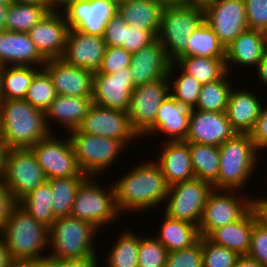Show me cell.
<instances>
[{"instance_id":"cell-5","label":"cell","mask_w":267,"mask_h":267,"mask_svg":"<svg viewBox=\"0 0 267 267\" xmlns=\"http://www.w3.org/2000/svg\"><path fill=\"white\" fill-rule=\"evenodd\" d=\"M49 260L80 259L96 255L98 229L90 222L72 216L59 217L49 227ZM95 237V238H94Z\"/></svg>"},{"instance_id":"cell-58","label":"cell","mask_w":267,"mask_h":267,"mask_svg":"<svg viewBox=\"0 0 267 267\" xmlns=\"http://www.w3.org/2000/svg\"><path fill=\"white\" fill-rule=\"evenodd\" d=\"M235 267H265L248 255L240 256Z\"/></svg>"},{"instance_id":"cell-3","label":"cell","mask_w":267,"mask_h":267,"mask_svg":"<svg viewBox=\"0 0 267 267\" xmlns=\"http://www.w3.org/2000/svg\"><path fill=\"white\" fill-rule=\"evenodd\" d=\"M220 150V169L214 189L241 190L247 185L253 170L258 165L259 150L249 133H236L225 141ZM258 157V158H257Z\"/></svg>"},{"instance_id":"cell-24","label":"cell","mask_w":267,"mask_h":267,"mask_svg":"<svg viewBox=\"0 0 267 267\" xmlns=\"http://www.w3.org/2000/svg\"><path fill=\"white\" fill-rule=\"evenodd\" d=\"M46 59L26 32L0 31V65L42 68ZM40 66V67H39Z\"/></svg>"},{"instance_id":"cell-43","label":"cell","mask_w":267,"mask_h":267,"mask_svg":"<svg viewBox=\"0 0 267 267\" xmlns=\"http://www.w3.org/2000/svg\"><path fill=\"white\" fill-rule=\"evenodd\" d=\"M202 248V267H235L240 255L225 246L213 243L200 236Z\"/></svg>"},{"instance_id":"cell-1","label":"cell","mask_w":267,"mask_h":267,"mask_svg":"<svg viewBox=\"0 0 267 267\" xmlns=\"http://www.w3.org/2000/svg\"><path fill=\"white\" fill-rule=\"evenodd\" d=\"M148 161L135 165L129 173L114 181L116 207L120 214L147 211L165 202L169 186L161 167Z\"/></svg>"},{"instance_id":"cell-17","label":"cell","mask_w":267,"mask_h":267,"mask_svg":"<svg viewBox=\"0 0 267 267\" xmlns=\"http://www.w3.org/2000/svg\"><path fill=\"white\" fill-rule=\"evenodd\" d=\"M68 31L69 26L62 11L51 9L27 33L39 53L48 60L62 58Z\"/></svg>"},{"instance_id":"cell-61","label":"cell","mask_w":267,"mask_h":267,"mask_svg":"<svg viewBox=\"0 0 267 267\" xmlns=\"http://www.w3.org/2000/svg\"><path fill=\"white\" fill-rule=\"evenodd\" d=\"M160 3L163 7H168L172 5H180L185 3L184 0H155Z\"/></svg>"},{"instance_id":"cell-25","label":"cell","mask_w":267,"mask_h":267,"mask_svg":"<svg viewBox=\"0 0 267 267\" xmlns=\"http://www.w3.org/2000/svg\"><path fill=\"white\" fill-rule=\"evenodd\" d=\"M266 48L267 33L247 28L226 48L227 71L230 73L231 67L236 64L243 68L250 65L254 68L258 67Z\"/></svg>"},{"instance_id":"cell-29","label":"cell","mask_w":267,"mask_h":267,"mask_svg":"<svg viewBox=\"0 0 267 267\" xmlns=\"http://www.w3.org/2000/svg\"><path fill=\"white\" fill-rule=\"evenodd\" d=\"M256 219L250 209L241 219L213 230L207 238L215 244L247 255L250 249L251 233Z\"/></svg>"},{"instance_id":"cell-59","label":"cell","mask_w":267,"mask_h":267,"mask_svg":"<svg viewBox=\"0 0 267 267\" xmlns=\"http://www.w3.org/2000/svg\"><path fill=\"white\" fill-rule=\"evenodd\" d=\"M9 148L6 144V141L4 140L3 136L0 134V176L3 174L5 161H6V155Z\"/></svg>"},{"instance_id":"cell-8","label":"cell","mask_w":267,"mask_h":267,"mask_svg":"<svg viewBox=\"0 0 267 267\" xmlns=\"http://www.w3.org/2000/svg\"><path fill=\"white\" fill-rule=\"evenodd\" d=\"M75 152L76 161L82 173L98 177L105 169L112 167L126 146L119 140L93 136L77 129L68 132ZM119 156V157H117ZM111 165V166H110Z\"/></svg>"},{"instance_id":"cell-63","label":"cell","mask_w":267,"mask_h":267,"mask_svg":"<svg viewBox=\"0 0 267 267\" xmlns=\"http://www.w3.org/2000/svg\"><path fill=\"white\" fill-rule=\"evenodd\" d=\"M185 3L189 5H196V6H202L204 7L205 5L215 1V0H184Z\"/></svg>"},{"instance_id":"cell-21","label":"cell","mask_w":267,"mask_h":267,"mask_svg":"<svg viewBox=\"0 0 267 267\" xmlns=\"http://www.w3.org/2000/svg\"><path fill=\"white\" fill-rule=\"evenodd\" d=\"M103 36L82 33L69 28L62 59L69 65L98 71L106 50Z\"/></svg>"},{"instance_id":"cell-62","label":"cell","mask_w":267,"mask_h":267,"mask_svg":"<svg viewBox=\"0 0 267 267\" xmlns=\"http://www.w3.org/2000/svg\"><path fill=\"white\" fill-rule=\"evenodd\" d=\"M68 1L70 0H48L49 6L52 9H60L62 8ZM59 7V8H58Z\"/></svg>"},{"instance_id":"cell-13","label":"cell","mask_w":267,"mask_h":267,"mask_svg":"<svg viewBox=\"0 0 267 267\" xmlns=\"http://www.w3.org/2000/svg\"><path fill=\"white\" fill-rule=\"evenodd\" d=\"M79 132L121 141L128 147L129 141L140 138L132 128L127 111L92 104L81 124Z\"/></svg>"},{"instance_id":"cell-20","label":"cell","mask_w":267,"mask_h":267,"mask_svg":"<svg viewBox=\"0 0 267 267\" xmlns=\"http://www.w3.org/2000/svg\"><path fill=\"white\" fill-rule=\"evenodd\" d=\"M236 133L225 112L201 111L192 108L185 141L219 147Z\"/></svg>"},{"instance_id":"cell-50","label":"cell","mask_w":267,"mask_h":267,"mask_svg":"<svg viewBox=\"0 0 267 267\" xmlns=\"http://www.w3.org/2000/svg\"><path fill=\"white\" fill-rule=\"evenodd\" d=\"M126 24V21L118 12H116L113 17L108 21L103 35L107 47H124Z\"/></svg>"},{"instance_id":"cell-7","label":"cell","mask_w":267,"mask_h":267,"mask_svg":"<svg viewBox=\"0 0 267 267\" xmlns=\"http://www.w3.org/2000/svg\"><path fill=\"white\" fill-rule=\"evenodd\" d=\"M94 180L96 177L88 176L81 183L70 216L90 222L100 231L106 224L115 222L120 213L116 207L114 185L105 189Z\"/></svg>"},{"instance_id":"cell-14","label":"cell","mask_w":267,"mask_h":267,"mask_svg":"<svg viewBox=\"0 0 267 267\" xmlns=\"http://www.w3.org/2000/svg\"><path fill=\"white\" fill-rule=\"evenodd\" d=\"M60 10L69 28L103 36L106 24L117 12V3L111 0H70Z\"/></svg>"},{"instance_id":"cell-10","label":"cell","mask_w":267,"mask_h":267,"mask_svg":"<svg viewBox=\"0 0 267 267\" xmlns=\"http://www.w3.org/2000/svg\"><path fill=\"white\" fill-rule=\"evenodd\" d=\"M1 177L17 202L47 181L30 148L9 149Z\"/></svg>"},{"instance_id":"cell-55","label":"cell","mask_w":267,"mask_h":267,"mask_svg":"<svg viewBox=\"0 0 267 267\" xmlns=\"http://www.w3.org/2000/svg\"><path fill=\"white\" fill-rule=\"evenodd\" d=\"M13 262L6 242L0 235V267H12Z\"/></svg>"},{"instance_id":"cell-44","label":"cell","mask_w":267,"mask_h":267,"mask_svg":"<svg viewBox=\"0 0 267 267\" xmlns=\"http://www.w3.org/2000/svg\"><path fill=\"white\" fill-rule=\"evenodd\" d=\"M151 237L140 238L138 267H165L169 252L160 241Z\"/></svg>"},{"instance_id":"cell-46","label":"cell","mask_w":267,"mask_h":267,"mask_svg":"<svg viewBox=\"0 0 267 267\" xmlns=\"http://www.w3.org/2000/svg\"><path fill=\"white\" fill-rule=\"evenodd\" d=\"M165 267H202L201 241L191 247L169 252Z\"/></svg>"},{"instance_id":"cell-2","label":"cell","mask_w":267,"mask_h":267,"mask_svg":"<svg viewBox=\"0 0 267 267\" xmlns=\"http://www.w3.org/2000/svg\"><path fill=\"white\" fill-rule=\"evenodd\" d=\"M51 133L45 112L25 99L0 101V134L9 149L31 148Z\"/></svg>"},{"instance_id":"cell-54","label":"cell","mask_w":267,"mask_h":267,"mask_svg":"<svg viewBox=\"0 0 267 267\" xmlns=\"http://www.w3.org/2000/svg\"><path fill=\"white\" fill-rule=\"evenodd\" d=\"M251 210L254 213L256 222L267 228V197L251 198Z\"/></svg>"},{"instance_id":"cell-45","label":"cell","mask_w":267,"mask_h":267,"mask_svg":"<svg viewBox=\"0 0 267 267\" xmlns=\"http://www.w3.org/2000/svg\"><path fill=\"white\" fill-rule=\"evenodd\" d=\"M131 59L132 53L122 46L106 47L101 66L95 73L113 74L123 68L130 67Z\"/></svg>"},{"instance_id":"cell-15","label":"cell","mask_w":267,"mask_h":267,"mask_svg":"<svg viewBox=\"0 0 267 267\" xmlns=\"http://www.w3.org/2000/svg\"><path fill=\"white\" fill-rule=\"evenodd\" d=\"M168 78L138 85L127 111L132 128L141 136L154 122L162 102L170 95Z\"/></svg>"},{"instance_id":"cell-57","label":"cell","mask_w":267,"mask_h":267,"mask_svg":"<svg viewBox=\"0 0 267 267\" xmlns=\"http://www.w3.org/2000/svg\"><path fill=\"white\" fill-rule=\"evenodd\" d=\"M257 81L259 78V81L265 86H267V48L264 51L263 57L261 61L259 62V65L257 68Z\"/></svg>"},{"instance_id":"cell-16","label":"cell","mask_w":267,"mask_h":267,"mask_svg":"<svg viewBox=\"0 0 267 267\" xmlns=\"http://www.w3.org/2000/svg\"><path fill=\"white\" fill-rule=\"evenodd\" d=\"M203 9L204 21L225 48L248 28L244 0H215Z\"/></svg>"},{"instance_id":"cell-28","label":"cell","mask_w":267,"mask_h":267,"mask_svg":"<svg viewBox=\"0 0 267 267\" xmlns=\"http://www.w3.org/2000/svg\"><path fill=\"white\" fill-rule=\"evenodd\" d=\"M93 104L92 97H75L67 95H57L49 108L45 111L46 124L49 125L51 120L62 123L67 132L77 129L86 116L89 108ZM54 118V119H53ZM50 119V120H49Z\"/></svg>"},{"instance_id":"cell-30","label":"cell","mask_w":267,"mask_h":267,"mask_svg":"<svg viewBox=\"0 0 267 267\" xmlns=\"http://www.w3.org/2000/svg\"><path fill=\"white\" fill-rule=\"evenodd\" d=\"M163 6L155 0H121L117 12L131 27L159 31Z\"/></svg>"},{"instance_id":"cell-4","label":"cell","mask_w":267,"mask_h":267,"mask_svg":"<svg viewBox=\"0 0 267 267\" xmlns=\"http://www.w3.org/2000/svg\"><path fill=\"white\" fill-rule=\"evenodd\" d=\"M49 228L36 221L24 208L17 204L0 235L5 240L12 259L40 260L48 256L41 255L49 247Z\"/></svg>"},{"instance_id":"cell-65","label":"cell","mask_w":267,"mask_h":267,"mask_svg":"<svg viewBox=\"0 0 267 267\" xmlns=\"http://www.w3.org/2000/svg\"><path fill=\"white\" fill-rule=\"evenodd\" d=\"M2 70H3V66L0 65V101H1Z\"/></svg>"},{"instance_id":"cell-47","label":"cell","mask_w":267,"mask_h":267,"mask_svg":"<svg viewBox=\"0 0 267 267\" xmlns=\"http://www.w3.org/2000/svg\"><path fill=\"white\" fill-rule=\"evenodd\" d=\"M159 31H147L137 27L125 25L124 48L131 52H137L147 47L157 39Z\"/></svg>"},{"instance_id":"cell-67","label":"cell","mask_w":267,"mask_h":267,"mask_svg":"<svg viewBox=\"0 0 267 267\" xmlns=\"http://www.w3.org/2000/svg\"><path fill=\"white\" fill-rule=\"evenodd\" d=\"M111 1L116 2L118 4L121 0H111Z\"/></svg>"},{"instance_id":"cell-18","label":"cell","mask_w":267,"mask_h":267,"mask_svg":"<svg viewBox=\"0 0 267 267\" xmlns=\"http://www.w3.org/2000/svg\"><path fill=\"white\" fill-rule=\"evenodd\" d=\"M42 68L48 73L57 95L93 97V71L67 64L62 58L48 59Z\"/></svg>"},{"instance_id":"cell-36","label":"cell","mask_w":267,"mask_h":267,"mask_svg":"<svg viewBox=\"0 0 267 267\" xmlns=\"http://www.w3.org/2000/svg\"><path fill=\"white\" fill-rule=\"evenodd\" d=\"M226 48L219 41L218 36L204 21L189 36L186 54L182 57L200 56L225 58Z\"/></svg>"},{"instance_id":"cell-19","label":"cell","mask_w":267,"mask_h":267,"mask_svg":"<svg viewBox=\"0 0 267 267\" xmlns=\"http://www.w3.org/2000/svg\"><path fill=\"white\" fill-rule=\"evenodd\" d=\"M135 86L129 67L113 74L94 73L93 103L128 111Z\"/></svg>"},{"instance_id":"cell-31","label":"cell","mask_w":267,"mask_h":267,"mask_svg":"<svg viewBox=\"0 0 267 267\" xmlns=\"http://www.w3.org/2000/svg\"><path fill=\"white\" fill-rule=\"evenodd\" d=\"M163 219L161 231L155 238L167 248L168 252L191 247L199 240L200 234L196 225L177 220L165 213Z\"/></svg>"},{"instance_id":"cell-48","label":"cell","mask_w":267,"mask_h":267,"mask_svg":"<svg viewBox=\"0 0 267 267\" xmlns=\"http://www.w3.org/2000/svg\"><path fill=\"white\" fill-rule=\"evenodd\" d=\"M249 29L267 33V0H244Z\"/></svg>"},{"instance_id":"cell-32","label":"cell","mask_w":267,"mask_h":267,"mask_svg":"<svg viewBox=\"0 0 267 267\" xmlns=\"http://www.w3.org/2000/svg\"><path fill=\"white\" fill-rule=\"evenodd\" d=\"M40 69L34 66H4L1 100L25 99L32 80Z\"/></svg>"},{"instance_id":"cell-39","label":"cell","mask_w":267,"mask_h":267,"mask_svg":"<svg viewBox=\"0 0 267 267\" xmlns=\"http://www.w3.org/2000/svg\"><path fill=\"white\" fill-rule=\"evenodd\" d=\"M140 235L124 230L114 241L109 255L105 258L107 267H138Z\"/></svg>"},{"instance_id":"cell-33","label":"cell","mask_w":267,"mask_h":267,"mask_svg":"<svg viewBox=\"0 0 267 267\" xmlns=\"http://www.w3.org/2000/svg\"><path fill=\"white\" fill-rule=\"evenodd\" d=\"M189 150L195 178L213 184L220 169L219 147L189 142Z\"/></svg>"},{"instance_id":"cell-64","label":"cell","mask_w":267,"mask_h":267,"mask_svg":"<svg viewBox=\"0 0 267 267\" xmlns=\"http://www.w3.org/2000/svg\"><path fill=\"white\" fill-rule=\"evenodd\" d=\"M15 3H38V4H49L48 0H13Z\"/></svg>"},{"instance_id":"cell-35","label":"cell","mask_w":267,"mask_h":267,"mask_svg":"<svg viewBox=\"0 0 267 267\" xmlns=\"http://www.w3.org/2000/svg\"><path fill=\"white\" fill-rule=\"evenodd\" d=\"M175 62L201 84L220 80L228 73L225 58L191 56Z\"/></svg>"},{"instance_id":"cell-51","label":"cell","mask_w":267,"mask_h":267,"mask_svg":"<svg viewBox=\"0 0 267 267\" xmlns=\"http://www.w3.org/2000/svg\"><path fill=\"white\" fill-rule=\"evenodd\" d=\"M250 136L259 151L267 150V107L264 105Z\"/></svg>"},{"instance_id":"cell-52","label":"cell","mask_w":267,"mask_h":267,"mask_svg":"<svg viewBox=\"0 0 267 267\" xmlns=\"http://www.w3.org/2000/svg\"><path fill=\"white\" fill-rule=\"evenodd\" d=\"M18 204L0 176V230L4 227L13 208Z\"/></svg>"},{"instance_id":"cell-41","label":"cell","mask_w":267,"mask_h":267,"mask_svg":"<svg viewBox=\"0 0 267 267\" xmlns=\"http://www.w3.org/2000/svg\"><path fill=\"white\" fill-rule=\"evenodd\" d=\"M230 74L231 73L228 72L220 80L202 84L198 102L193 109L201 111L225 112L230 92L233 88L230 82L231 79L228 77Z\"/></svg>"},{"instance_id":"cell-49","label":"cell","mask_w":267,"mask_h":267,"mask_svg":"<svg viewBox=\"0 0 267 267\" xmlns=\"http://www.w3.org/2000/svg\"><path fill=\"white\" fill-rule=\"evenodd\" d=\"M247 255L267 267V228L257 222L253 225L250 249Z\"/></svg>"},{"instance_id":"cell-56","label":"cell","mask_w":267,"mask_h":267,"mask_svg":"<svg viewBox=\"0 0 267 267\" xmlns=\"http://www.w3.org/2000/svg\"><path fill=\"white\" fill-rule=\"evenodd\" d=\"M12 267H51V263L48 258L40 260H15Z\"/></svg>"},{"instance_id":"cell-11","label":"cell","mask_w":267,"mask_h":267,"mask_svg":"<svg viewBox=\"0 0 267 267\" xmlns=\"http://www.w3.org/2000/svg\"><path fill=\"white\" fill-rule=\"evenodd\" d=\"M213 189L209 194L198 225L200 236L241 219L251 209V198L239 196L238 190ZM238 193V194H237Z\"/></svg>"},{"instance_id":"cell-38","label":"cell","mask_w":267,"mask_h":267,"mask_svg":"<svg viewBox=\"0 0 267 267\" xmlns=\"http://www.w3.org/2000/svg\"><path fill=\"white\" fill-rule=\"evenodd\" d=\"M87 177H66L47 180L52 190V208L56 218L70 216L76 192Z\"/></svg>"},{"instance_id":"cell-60","label":"cell","mask_w":267,"mask_h":267,"mask_svg":"<svg viewBox=\"0 0 267 267\" xmlns=\"http://www.w3.org/2000/svg\"><path fill=\"white\" fill-rule=\"evenodd\" d=\"M10 4H0V31H6V15Z\"/></svg>"},{"instance_id":"cell-66","label":"cell","mask_w":267,"mask_h":267,"mask_svg":"<svg viewBox=\"0 0 267 267\" xmlns=\"http://www.w3.org/2000/svg\"><path fill=\"white\" fill-rule=\"evenodd\" d=\"M13 0H0V4H11Z\"/></svg>"},{"instance_id":"cell-22","label":"cell","mask_w":267,"mask_h":267,"mask_svg":"<svg viewBox=\"0 0 267 267\" xmlns=\"http://www.w3.org/2000/svg\"><path fill=\"white\" fill-rule=\"evenodd\" d=\"M190 114L191 108L169 95L160 105L155 122L140 137L150 134H154L155 137L159 133L167 136V141H185Z\"/></svg>"},{"instance_id":"cell-40","label":"cell","mask_w":267,"mask_h":267,"mask_svg":"<svg viewBox=\"0 0 267 267\" xmlns=\"http://www.w3.org/2000/svg\"><path fill=\"white\" fill-rule=\"evenodd\" d=\"M176 68L180 69L181 73L177 75V78H174L172 75ZM167 78L169 82L172 80L169 83L170 95L182 105L191 109L194 108L198 102L202 84L186 73L176 62H171Z\"/></svg>"},{"instance_id":"cell-26","label":"cell","mask_w":267,"mask_h":267,"mask_svg":"<svg viewBox=\"0 0 267 267\" xmlns=\"http://www.w3.org/2000/svg\"><path fill=\"white\" fill-rule=\"evenodd\" d=\"M156 162L168 186L195 178L191 163L189 142L166 141Z\"/></svg>"},{"instance_id":"cell-42","label":"cell","mask_w":267,"mask_h":267,"mask_svg":"<svg viewBox=\"0 0 267 267\" xmlns=\"http://www.w3.org/2000/svg\"><path fill=\"white\" fill-rule=\"evenodd\" d=\"M57 94L48 73L41 68L34 76L25 100L35 108L46 111Z\"/></svg>"},{"instance_id":"cell-27","label":"cell","mask_w":267,"mask_h":267,"mask_svg":"<svg viewBox=\"0 0 267 267\" xmlns=\"http://www.w3.org/2000/svg\"><path fill=\"white\" fill-rule=\"evenodd\" d=\"M236 89H231L225 113L237 133L250 134L260 116L262 101L252 91Z\"/></svg>"},{"instance_id":"cell-37","label":"cell","mask_w":267,"mask_h":267,"mask_svg":"<svg viewBox=\"0 0 267 267\" xmlns=\"http://www.w3.org/2000/svg\"><path fill=\"white\" fill-rule=\"evenodd\" d=\"M18 204L36 221L50 227L57 219L53 214L52 190L48 181L22 198Z\"/></svg>"},{"instance_id":"cell-6","label":"cell","mask_w":267,"mask_h":267,"mask_svg":"<svg viewBox=\"0 0 267 267\" xmlns=\"http://www.w3.org/2000/svg\"><path fill=\"white\" fill-rule=\"evenodd\" d=\"M203 22L202 6L183 3L163 8L157 39L171 62L186 54L189 36Z\"/></svg>"},{"instance_id":"cell-34","label":"cell","mask_w":267,"mask_h":267,"mask_svg":"<svg viewBox=\"0 0 267 267\" xmlns=\"http://www.w3.org/2000/svg\"><path fill=\"white\" fill-rule=\"evenodd\" d=\"M51 9L49 4L12 2L6 15V31L27 33Z\"/></svg>"},{"instance_id":"cell-9","label":"cell","mask_w":267,"mask_h":267,"mask_svg":"<svg viewBox=\"0 0 267 267\" xmlns=\"http://www.w3.org/2000/svg\"><path fill=\"white\" fill-rule=\"evenodd\" d=\"M213 189L212 184L197 178L173 184L169 186L165 200L167 204L163 212L198 227L208 196Z\"/></svg>"},{"instance_id":"cell-23","label":"cell","mask_w":267,"mask_h":267,"mask_svg":"<svg viewBox=\"0 0 267 267\" xmlns=\"http://www.w3.org/2000/svg\"><path fill=\"white\" fill-rule=\"evenodd\" d=\"M171 61L158 39L143 49L132 53L130 72L134 86L168 77Z\"/></svg>"},{"instance_id":"cell-53","label":"cell","mask_w":267,"mask_h":267,"mask_svg":"<svg viewBox=\"0 0 267 267\" xmlns=\"http://www.w3.org/2000/svg\"><path fill=\"white\" fill-rule=\"evenodd\" d=\"M97 255L80 259L50 260L51 267H98Z\"/></svg>"},{"instance_id":"cell-12","label":"cell","mask_w":267,"mask_h":267,"mask_svg":"<svg viewBox=\"0 0 267 267\" xmlns=\"http://www.w3.org/2000/svg\"><path fill=\"white\" fill-rule=\"evenodd\" d=\"M51 133L30 149L47 178L88 177L82 173L76 161L70 137L59 139ZM67 139V140H65Z\"/></svg>"}]
</instances>
